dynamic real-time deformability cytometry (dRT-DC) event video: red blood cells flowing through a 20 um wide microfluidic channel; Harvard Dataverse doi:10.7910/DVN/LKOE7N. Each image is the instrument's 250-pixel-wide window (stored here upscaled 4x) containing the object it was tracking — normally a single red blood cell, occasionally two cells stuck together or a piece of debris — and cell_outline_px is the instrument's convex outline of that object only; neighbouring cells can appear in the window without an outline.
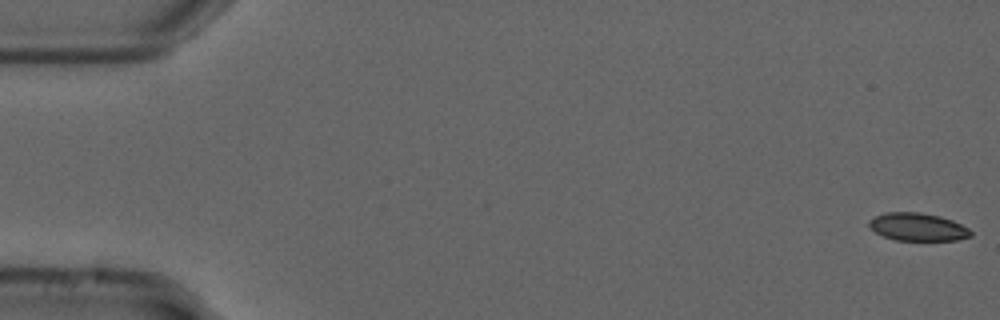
{"species": "common noctule bat (a hibernating species)", "species_latin": "Nyctalus noctula", "temperature_condition": "cold", "stored_images_in_passage": 55, "camera_frame_rate_fps": 3000, "um_per_image_px": 0.085, "animal": {"sex": "male", "forearm_length_mm": 52.5}, "frame": {"image": 1, "passage_image": 1, "time_ms": 0.0, "image_size_px": [1000, 320], "cell_outline_px": [[972, 236], [956, 240], [896, 240], [884, 236], [876, 232], [868, 224], [868, 220], [884, 212], [920, 212], [940, 216], [952, 220], [968, 228], [972, 232]], "centroid_in_image_um": [78.01, 19.28], "position_along_channel_um": 7.0, "area_um2": 16.42}}
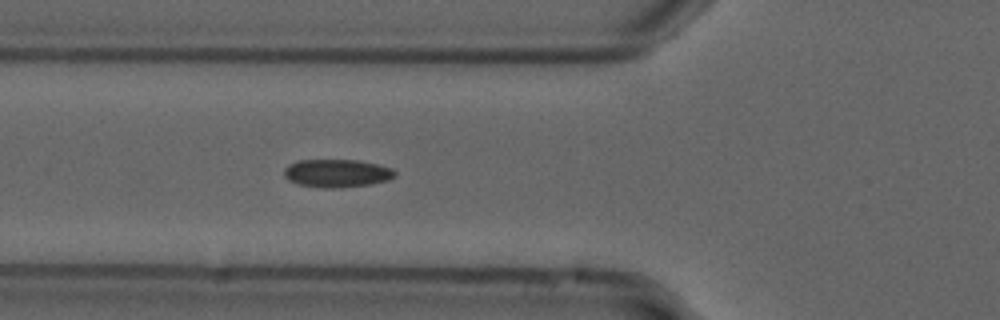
{"frame": {"image": 2, "passage_image": 20, "time_ms": 6.333, "image_size_px": [1000, 320], "cell_outline_px": [[396, 176], [388, 180], [372, 184], [340, 188], [324, 188], [300, 184], [288, 180], [284, 176], [284, 168], [288, 164], [296, 160], [360, 160], [380, 164], [392, 168], [396, 172]], "centroid_in_image_um": [28.66, 14.72], "position_along_channel_um": 97.1, "area_um2": 18.38}}
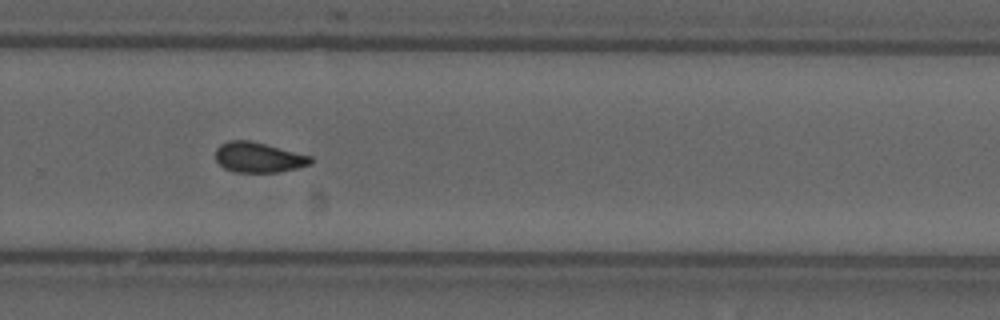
{"frame": {"image": 3, "passage_image": 37, "time_ms": 12.0, "image_size_px": [1000, 320], "cell_outline_px": [[312, 164], [280, 172], [236, 172], [224, 168], [216, 160], [216, 148], [220, 144], [228, 140], [252, 140], [312, 156]], "centroid_in_image_um": [21.98, 13.36], "position_along_channel_um": 307.8, "area_um2": 16.88}, "authors_computed_cell_mechanics": {"area_um2": 17.051, "velocity_mm_per_s": 3.7149, "shape_relaxation_time_tau1_ms": null, "shape_relaxation_time_tau2_ms": 1.8775, "deformation_change_tau1": null, "deformation_change_tau2": 0.0666}}